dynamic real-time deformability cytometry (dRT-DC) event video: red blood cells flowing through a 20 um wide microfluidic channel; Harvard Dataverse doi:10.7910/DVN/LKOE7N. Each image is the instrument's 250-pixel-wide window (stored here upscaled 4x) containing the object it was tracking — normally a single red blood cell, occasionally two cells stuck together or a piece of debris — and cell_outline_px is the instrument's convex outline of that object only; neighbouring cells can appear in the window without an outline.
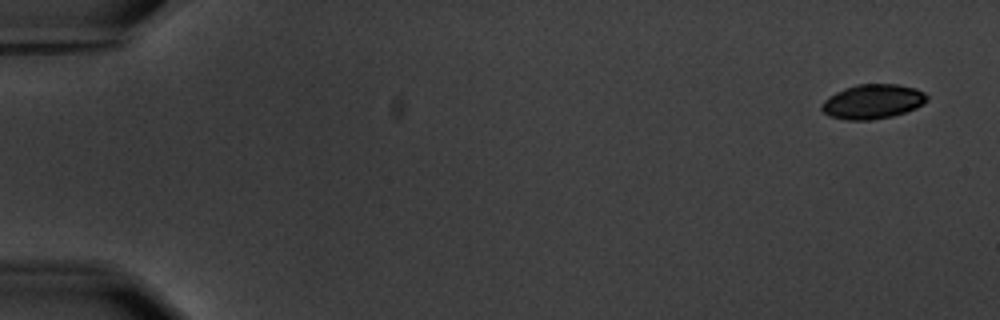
{"species": "common noctule bat (a hibernating species)", "species_latin": "Nyctalus noctula", "temperature_condition": "warm", "stored_images_in_passage": 7, "camera_frame_rate_fps": 3000, "um_per_image_px": 0.085, "animal": {"sex": "male", "body_mass_g": 20.1, "forearm_length_mm": 53.5}, "frame": {"image": 1, "passage_image": 1, "time_ms": 0.0, "image_size_px": [1000, 320], "cell_outline_px": [[928, 100], [924, 104], [916, 108], [892, 116], [872, 120], [848, 120], [828, 116], [820, 108], [820, 104], [828, 96], [844, 88], [856, 84], [896, 84], [916, 88], [924, 92], [928, 96]], "centroid_in_image_um": [74.17, 8.63], "position_along_channel_um": 10.8, "area_um2": 21.39}}
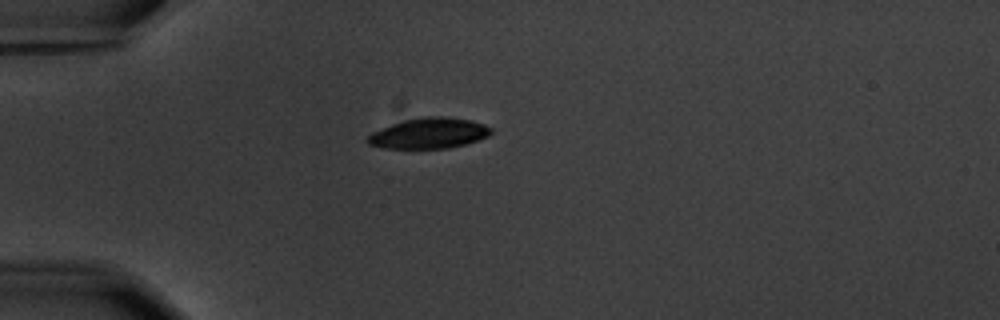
{"frame": {"image": 2, "passage_image": 5, "time_ms": 4.667, "image_size_px": [1000, 320], "cell_outline_px": [[492, 132], [488, 136], [464, 144], [448, 148], [384, 148], [368, 144], [364, 140], [372, 132], [392, 124], [404, 120], [424, 116], [444, 116], [472, 120], [484, 124], [492, 128]], "centroid_in_image_um": [36.45, 11.32], "position_along_channel_um": 48.5, "area_um2": 21.96}}
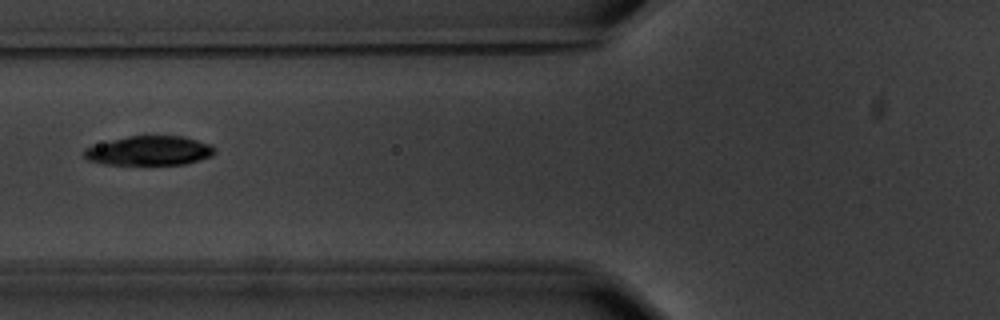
{"frame": {"image": 3, "passage_image": 7, "time_ms": 7.0, "image_size_px": [1000, 320], "cell_outline_px": [[216, 152], [212, 156], [200, 160], [184, 164], [104, 164], [88, 160], [84, 156], [84, 148], [92, 144], [128, 136], [184, 136], [208, 144], [216, 148]], "centroid_in_image_um": [12.67, 12.8], "position_along_channel_um": 113.1, "area_um2": 22.37}}